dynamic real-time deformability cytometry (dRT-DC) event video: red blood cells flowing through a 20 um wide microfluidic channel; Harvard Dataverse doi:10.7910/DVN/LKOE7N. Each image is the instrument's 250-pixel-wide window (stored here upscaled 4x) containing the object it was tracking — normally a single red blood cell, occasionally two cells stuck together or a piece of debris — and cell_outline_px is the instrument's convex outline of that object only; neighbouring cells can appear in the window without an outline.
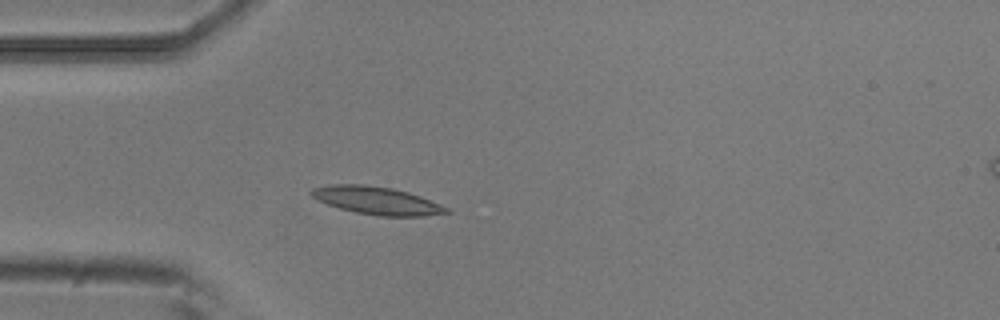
{"species": "common noctule bat (a hibernating species)", "species_latin": "Nyctalus noctula", "temperature_condition": "room temperature", "stored_images_in_passage": 5, "camera_frame_rate_fps": 3000, "um_per_image_px": 0.085, "animal": {"sex": "male", "body_mass_g": 20.5, "forearm_length_mm": 52.5}, "frame": {"image": 1, "passage_image": 5, "time_ms": 1.333, "image_size_px": [1000, 320], "cell_outline_px": [[452, 212], [424, 216], [380, 216], [356, 212], [340, 208], [316, 200], [308, 192], [312, 188], [328, 184], [364, 184], [392, 188], [408, 192], [420, 196], [452, 208]], "centroid_in_image_um": [32.04, 17.04], "position_along_channel_um": 53.0, "area_um2": 22.08}}